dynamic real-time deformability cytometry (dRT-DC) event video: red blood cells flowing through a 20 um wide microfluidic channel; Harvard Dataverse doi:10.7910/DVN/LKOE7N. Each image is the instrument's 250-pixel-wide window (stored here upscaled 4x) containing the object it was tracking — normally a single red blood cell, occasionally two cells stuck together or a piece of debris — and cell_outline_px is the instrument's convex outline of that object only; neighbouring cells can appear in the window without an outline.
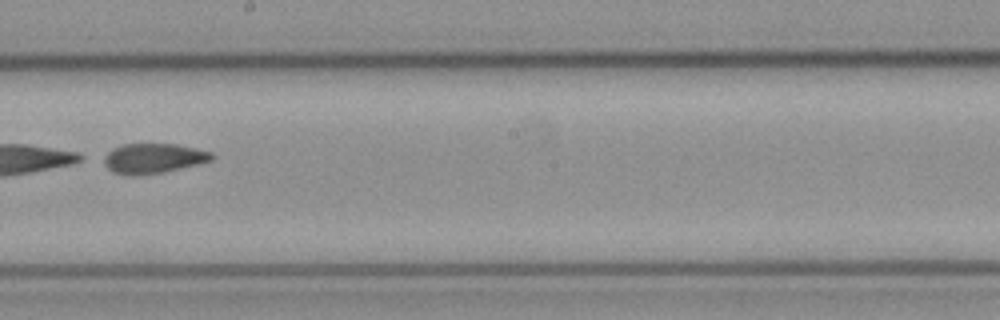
{"species": "common noctule bat (a hibernating species)", "species_latin": "Nyctalus noctula", "temperature_condition": "cold", "stored_images_in_passage": 46, "camera_frame_rate_fps": 3000, "um_per_image_px": 0.085, "animal": {"sex": "female", "body_mass_g": 21.9}, "frame": {"image": 1, "passage_image": 23, "time_ms": 7.333, "image_size_px": [1000, 320], "cell_outline_px": [[216, 156], [212, 160], [200, 164], [164, 172], [132, 176], [128, 176], [112, 172], [104, 164], [100, 156], [112, 148], [124, 144], [176, 144], [196, 148], [212, 152]], "centroid_in_image_um": [13.0, 13.46], "position_along_channel_um": 235.2, "area_um2": 19.25}}
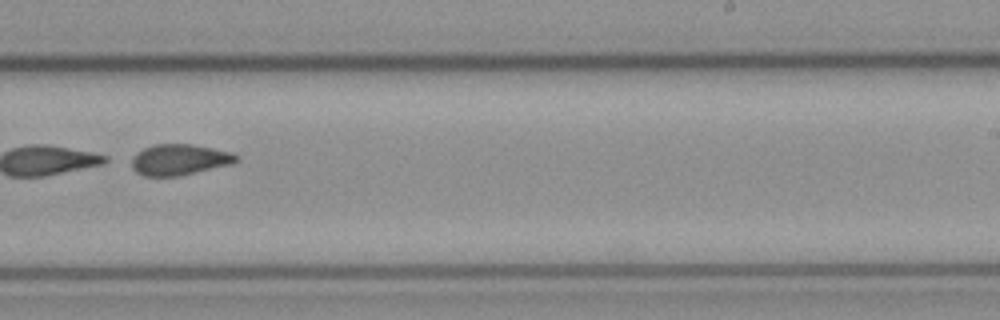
{"frame": {"image": 2, "passage_image": 26, "time_ms": 8.333, "image_size_px": [1000, 320], "cell_outline_px": [[240, 160], [232, 164], [180, 176], [144, 176], [136, 172], [132, 168], [132, 156], [136, 152], [144, 148], [156, 144], [192, 144], [232, 152]], "centroid_in_image_um": [15.25, 13.57], "position_along_channel_um": 273.8, "area_um2": 18.96}}